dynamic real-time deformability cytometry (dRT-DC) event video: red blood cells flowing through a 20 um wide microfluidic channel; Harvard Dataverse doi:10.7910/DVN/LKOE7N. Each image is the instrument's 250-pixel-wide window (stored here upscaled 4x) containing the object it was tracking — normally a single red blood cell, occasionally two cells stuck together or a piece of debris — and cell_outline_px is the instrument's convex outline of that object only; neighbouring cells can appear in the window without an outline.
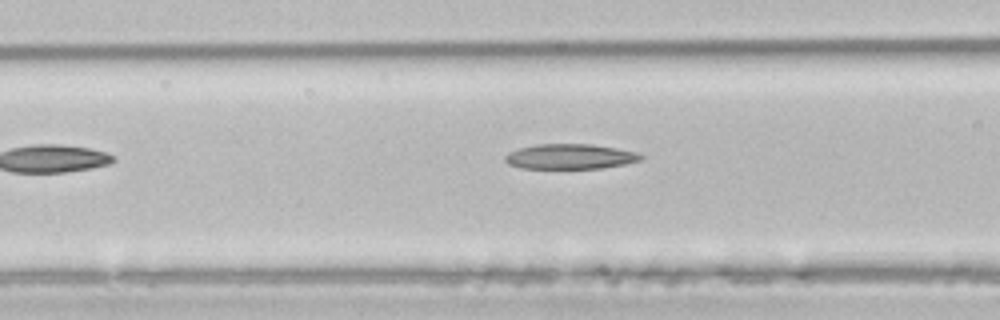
{"species": "common noctule bat (a hibernating species)", "species_latin": "Nyctalus noctula", "temperature_condition": "room temperature", "stored_images_in_passage": 5, "camera_frame_rate_fps": 3000, "um_per_image_px": 0.085, "animal": {"sex": "male", "body_mass_g": 21.5, "forearm_length_mm": 52.0}, "frame": {"image": 1, "passage_image": 5, "time_ms": 5.333, "image_size_px": [1000, 320], "cell_outline_px": [[644, 156], [640, 160], [624, 164], [600, 168], [520, 168], [508, 164], [504, 160], [504, 156], [508, 152], [520, 148], [536, 144], [592, 144], [616, 148], [636, 152]], "centroid_in_image_um": [48.42, 13.3], "position_along_channel_um": 118.2, "area_um2": 19.77}}